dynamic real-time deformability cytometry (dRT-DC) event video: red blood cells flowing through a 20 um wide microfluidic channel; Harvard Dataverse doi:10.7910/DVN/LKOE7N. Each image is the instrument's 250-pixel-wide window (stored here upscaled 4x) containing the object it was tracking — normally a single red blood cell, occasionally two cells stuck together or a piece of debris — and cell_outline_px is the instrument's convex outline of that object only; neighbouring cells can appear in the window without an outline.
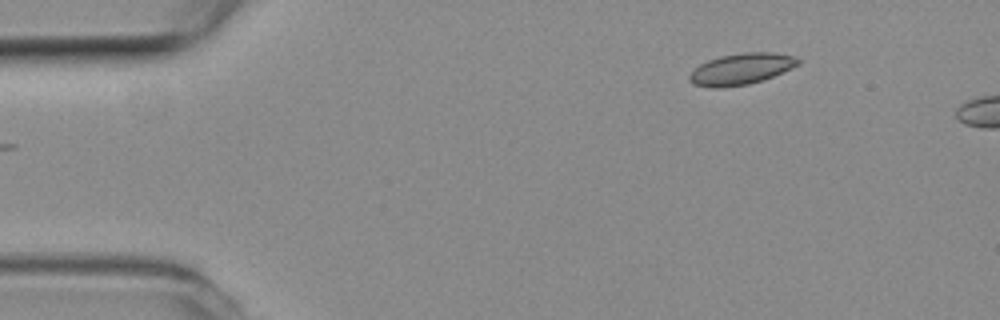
{"species": "common noctule bat (a hibernating species)", "species_latin": "Nyctalus noctula", "temperature_condition": "room temperature", "stored_images_in_passage": 5, "camera_frame_rate_fps": 3000, "um_per_image_px": 0.085, "animal": {"sex": "female", "body_mass_g": 19.3, "forearm_length_mm": 54.1}, "frame": {"image": 1, "passage_image": 1, "time_ms": 0.0, "image_size_px": [1000, 320], "cell_outline_px": [[800, 64], [764, 80], [748, 84], [720, 88], [712, 88], [696, 84], [688, 80], [688, 76], [700, 64], [708, 60], [720, 56], [744, 52], [772, 52], [796, 56], [800, 60]], "centroid_in_image_um": [63.02, 5.86], "position_along_channel_um": 22.0, "area_um2": 19.77}}